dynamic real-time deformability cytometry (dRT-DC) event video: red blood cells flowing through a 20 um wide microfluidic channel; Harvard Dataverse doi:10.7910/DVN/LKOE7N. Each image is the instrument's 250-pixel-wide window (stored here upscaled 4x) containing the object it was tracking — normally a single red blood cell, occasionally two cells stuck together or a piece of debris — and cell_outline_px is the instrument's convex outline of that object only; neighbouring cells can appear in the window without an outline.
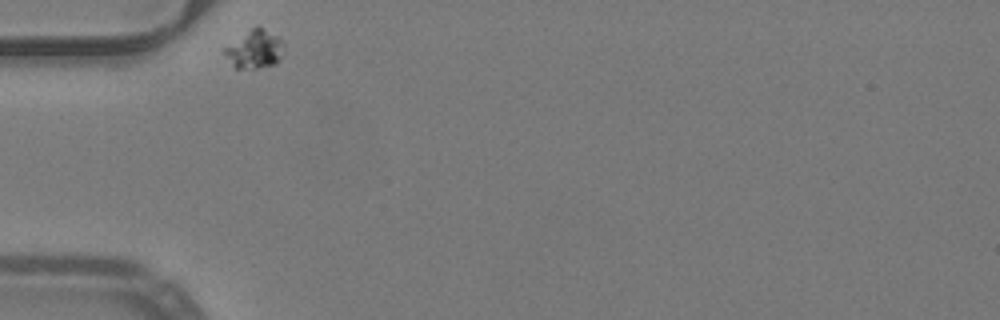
{"species": "common noctule bat (a hibernating species)", "species_latin": "Nyctalus noctula", "temperature_condition": "warm", "stored_images_in_passage": 30, "camera_frame_rate_fps": 3000, "um_per_image_px": 0.085, "animal": {"sex": "male", "body_mass_g": 19.2, "forearm_length_mm": 51.8}, "frame": {"image": 1, "passage_image": 1, "time_ms": 0.0, "image_size_px": [1000, 320], "cell_outline_px": [[284, 52], [280, 60], [276, 64], [256, 68], [236, 68], [232, 64], [220, 48], [256, 24], [260, 24], [276, 36], [284, 44]], "centroid_in_image_um": [21.62, 4.14], "position_along_channel_um": 63.4, "area_um2": 13.7}}
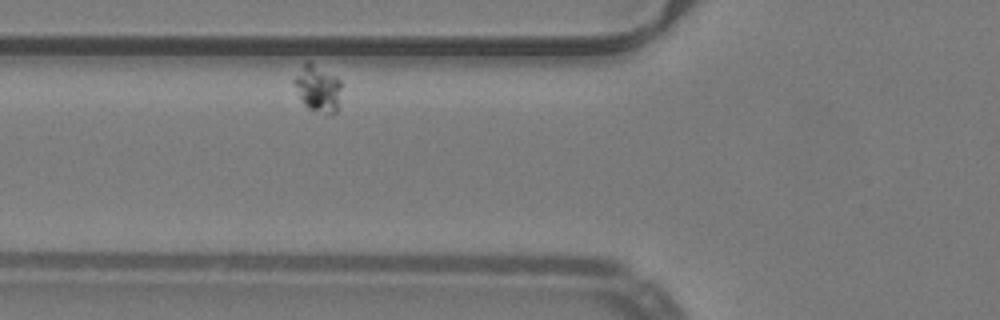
{"frame": {"image": 2, "passage_image": 5, "time_ms": 1.333, "image_size_px": [1000, 320], "cell_outline_px": [[340, 88], [336, 112], [332, 116], [324, 116], [308, 108], [300, 100], [292, 80], [304, 60], [308, 60], [336, 76], [340, 80]], "centroid_in_image_um": [26.97, 7.52], "position_along_channel_um": 98.8, "area_um2": 13.24}}
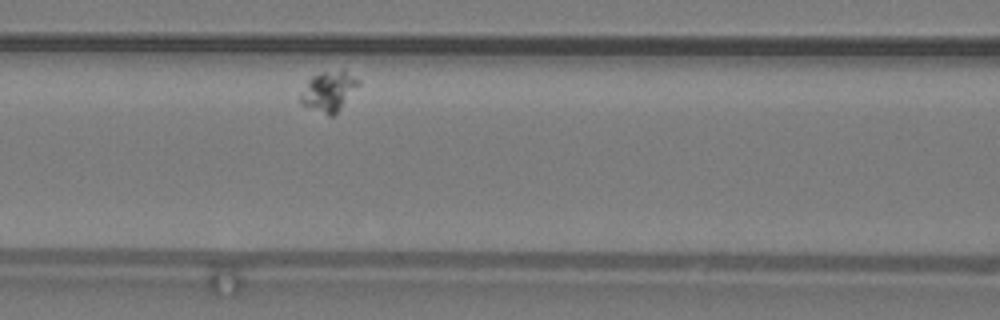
{"frame": {"image": 3, "passage_image": 9, "time_ms": 2.667, "image_size_px": [1000, 320], "cell_outline_px": [[360, 84], [340, 108], [332, 116], [328, 116], [300, 104], [300, 92], [308, 80], [312, 76], [320, 72], [340, 68], [344, 68], [360, 80]], "centroid_in_image_um": [27.94, 7.71], "position_along_channel_um": 138.7, "area_um2": 13.81}}